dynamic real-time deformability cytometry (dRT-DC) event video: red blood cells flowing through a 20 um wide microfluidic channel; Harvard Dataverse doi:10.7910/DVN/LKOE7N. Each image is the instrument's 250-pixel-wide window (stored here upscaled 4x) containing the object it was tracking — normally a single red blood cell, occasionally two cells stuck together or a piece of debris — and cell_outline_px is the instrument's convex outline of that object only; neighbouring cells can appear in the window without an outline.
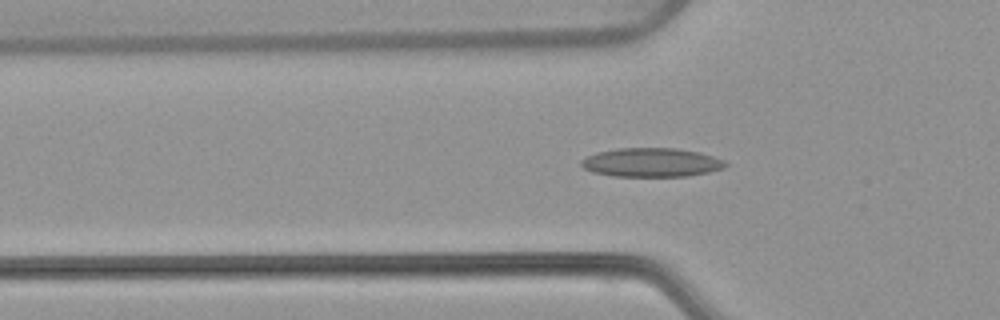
{"species": "common noctule bat (a hibernating species)", "species_latin": "Nyctalus noctula", "temperature_condition": "warm", "stored_images_in_passage": 53, "camera_frame_rate_fps": 3000, "um_per_image_px": 0.085, "animal": {"sex": "female", "body_mass_g": 22.7, "forearm_length_mm": 54.2}, "frame": {"image": 1, "passage_image": 16, "time_ms": 5.0, "image_size_px": [1000, 320], "cell_outline_px": [[728, 164], [724, 168], [708, 172], [688, 176], [612, 176], [592, 172], [584, 168], [580, 164], [580, 160], [596, 152], [616, 148], [676, 148], [700, 152], [724, 160]], "centroid_in_image_um": [55.36, 13.8], "position_along_channel_um": 70.4, "area_um2": 24.39}}
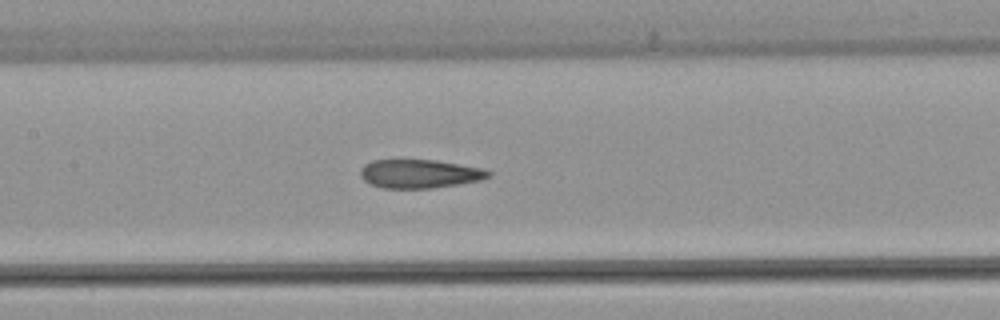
{"frame": {"image": 2, "passage_image": 24, "time_ms": 7.667, "image_size_px": [1000, 320], "cell_outline_px": [[492, 176], [480, 180], [432, 188], [384, 188], [372, 184], [364, 180], [360, 176], [360, 168], [364, 164], [372, 160], [436, 160], [484, 168], [492, 172]], "centroid_in_image_um": [35.68, 14.76], "position_along_channel_um": 171.7, "area_um2": 21.39}}
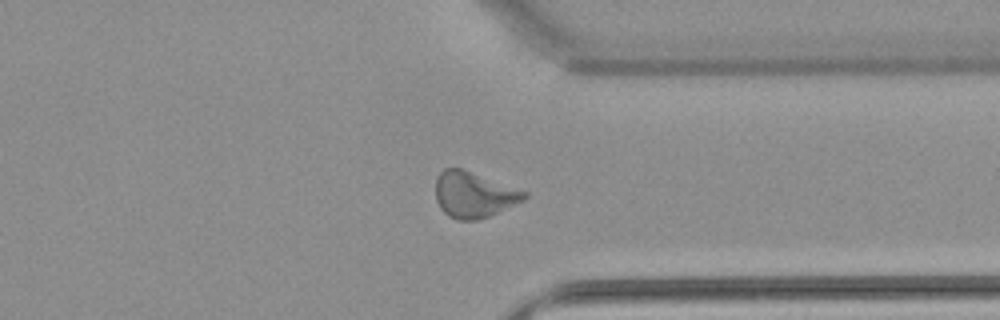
{"frame": {"image": 3, "passage_image": 40, "time_ms": 13.0, "image_size_px": [1000, 320], "cell_outline_px": [[528, 196], [524, 200], [488, 216], [476, 220], [456, 220], [448, 216], [440, 208], [436, 200], [436, 176], [444, 168], [460, 168], [528, 192]], "centroid_in_image_um": [40.24, 16.55], "position_along_channel_um": 371.2, "area_um2": 23.47}, "authors_computed_cell_mechanics": {"area_um2": 23.2356, "velocity_mm_per_s": 3.7868, "shape_relaxation_time_tau1_ms": null, "shape_relaxation_time_tau2_ms": 1.9072, "deformation_change_tau1": null, "deformation_change_tau2": 0.084}}